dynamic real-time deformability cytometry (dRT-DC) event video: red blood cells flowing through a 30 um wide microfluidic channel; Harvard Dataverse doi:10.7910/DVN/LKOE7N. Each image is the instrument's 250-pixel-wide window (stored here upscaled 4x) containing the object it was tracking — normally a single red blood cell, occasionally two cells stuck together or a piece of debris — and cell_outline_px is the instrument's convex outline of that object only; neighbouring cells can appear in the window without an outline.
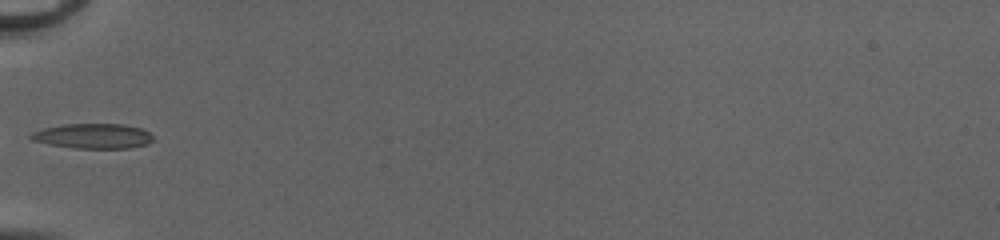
{"species": "common noctule bat (a hibernating species)", "species_latin": "Nyctalus noctula", "temperature_condition": "cold", "stored_images_in_passage": 30, "camera_frame_rate_fps": 3000, "um_per_image_px": 0.085, "animal": {"sex": "female", "body_mass_g": 20.0, "forearm_length_mm": 54.0}, "frame": {"image": 1, "passage_image": 1, "time_ms": 0.0, "image_size_px": [1000, 240], "cell_outline_px": [[156, 140], [148, 144], [128, 148], [72, 148], [48, 144], [32, 140], [28, 136], [32, 132], [44, 128], [64, 124], [124, 124], [140, 128], [148, 132]], "centroid_in_image_um": [7.92, 11.57], "position_along_channel_um": 77.1, "area_um2": 17.86}}
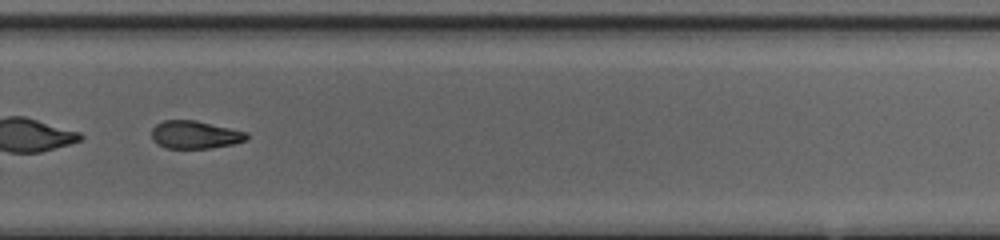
{"frame": {"image": 2, "passage_image": 18, "time_ms": 5.667, "image_size_px": [1000, 240], "cell_outline_px": [[248, 140], [232, 144], [212, 148], [164, 148], [156, 144], [152, 140], [152, 128], [156, 124], [164, 120], [196, 120], [248, 132]], "centroid_in_image_um": [16.57, 11.45], "position_along_channel_um": 313.2, "area_um2": 15.61}, "authors_computed_cell_mechanics": {"area_um2": 16.8198, "velocity_mm_per_s": 4.1752, "shape_relaxation_time_tau1_ms": 9.2804, "shape_relaxation_time_tau2_ms": 7.3169, "deformation_change_tau1": 0.2323, "deformation_change_tau2": 0.179}}